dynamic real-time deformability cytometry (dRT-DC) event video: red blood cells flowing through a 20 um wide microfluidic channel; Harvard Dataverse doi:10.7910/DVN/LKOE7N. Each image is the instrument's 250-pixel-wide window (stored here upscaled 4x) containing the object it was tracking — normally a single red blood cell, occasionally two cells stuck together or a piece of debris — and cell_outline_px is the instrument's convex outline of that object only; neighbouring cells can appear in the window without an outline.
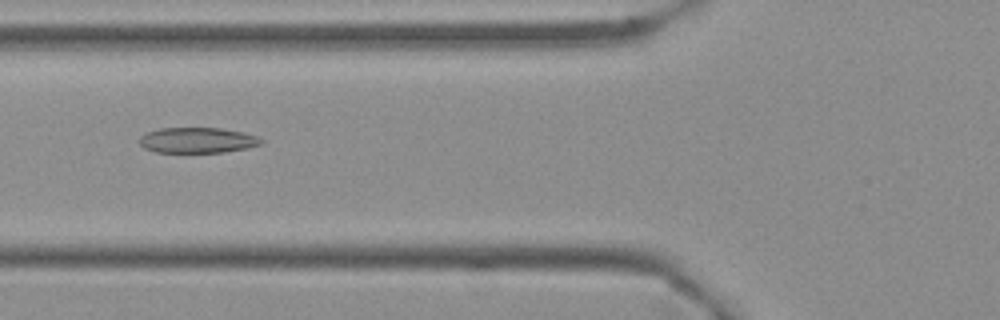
{"species": "Egyptian fruit bat (a non-hibernating species)", "species_latin": "Rousettus aegyptiacus", "temperature_condition": "cold", "stored_images_in_passage": 3, "camera_frame_rate_fps": 3000, "um_per_image_px": 0.085, "frame": {"image": 1, "passage_image": 3, "time_ms": 0.667, "image_size_px": [1000, 320], "cell_outline_px": [[264, 144], [248, 148], [224, 152], [156, 152], [144, 148], [140, 144], [140, 136], [148, 132], [160, 128], [220, 128], [244, 132], [256, 136], [264, 140]], "centroid_in_image_um": [16.83, 11.92], "position_along_channel_um": 109.0, "area_um2": 18.15}}